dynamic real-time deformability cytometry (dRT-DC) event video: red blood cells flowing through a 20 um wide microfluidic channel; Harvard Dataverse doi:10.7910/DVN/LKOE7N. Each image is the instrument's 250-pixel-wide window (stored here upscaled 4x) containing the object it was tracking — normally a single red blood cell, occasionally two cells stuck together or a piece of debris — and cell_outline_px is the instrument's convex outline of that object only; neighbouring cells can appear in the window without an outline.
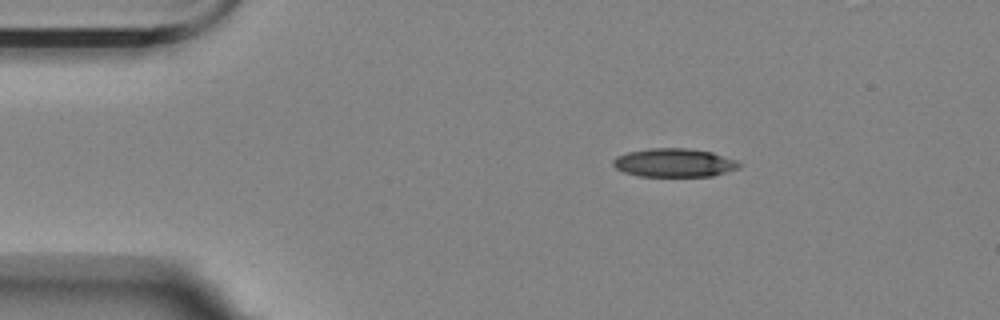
{"species": "Egyptian fruit bat (a non-hibernating species)", "species_latin": "Rousettus aegyptiacus", "temperature_condition": "room temperature", "stored_images_in_passage": 48, "camera_frame_rate_fps": 3000, "um_per_image_px": 0.085, "animal": {"sex": "female"}, "frame": {"image": 1, "passage_image": 1, "time_ms": 0.0, "image_size_px": [1000, 320], "cell_outline_px": [[740, 168], [712, 176], [640, 176], [624, 172], [616, 168], [612, 164], [612, 160], [616, 156], [628, 152], [648, 148], [688, 148], [712, 152], [736, 160], [740, 164]], "centroid_in_image_um": [57.29, 13.83], "position_along_channel_um": 27.7, "area_um2": 20.98}}
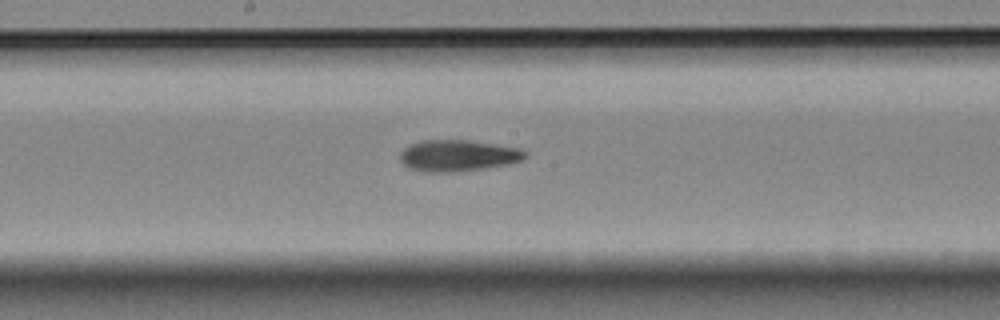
{"frame": {"image": 2, "passage_image": 21, "time_ms": 6.667, "image_size_px": [1000, 320], "cell_outline_px": [[528, 156], [524, 160], [508, 164], [452, 172], [428, 172], [408, 168], [400, 160], [400, 152], [408, 144], [420, 140], [468, 140], [524, 148], [528, 152]], "centroid_in_image_um": [38.95, 13.21], "position_along_channel_um": 209.2, "area_um2": 23.12}}
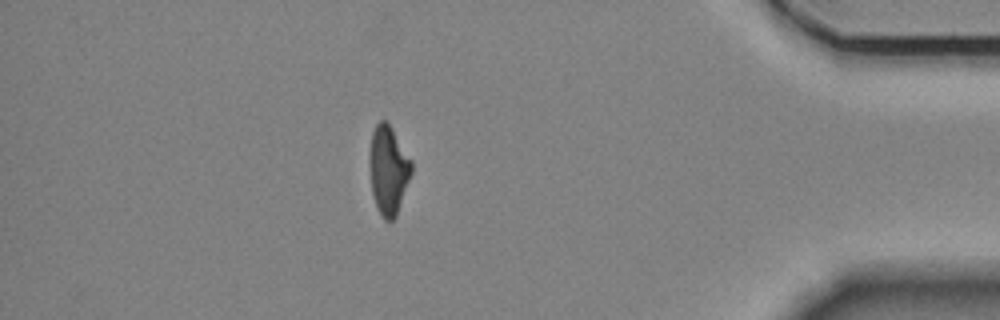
{"frame": {"image": 3, "passage_image": 41, "time_ms": 13.333, "image_size_px": [1000, 320], "cell_outline_px": [[412, 172], [396, 216], [392, 220], [384, 220], [376, 204], [372, 192], [368, 164], [368, 152], [372, 132], [376, 124], [380, 120], [384, 120], [392, 128], [412, 160]], "centroid_in_image_um": [32.99, 14.41], "position_along_channel_um": 402.2, "area_um2": 21.79}, "authors_computed_cell_mechanics": {"area_um2": 22.3397, "velocity_mm_per_s": 3.5219, "shape_relaxation_time_tau1_ms": null, "shape_relaxation_time_tau2_ms": 3.7076, "deformation_change_tau1": null, "deformation_change_tau2": 0.1226}}